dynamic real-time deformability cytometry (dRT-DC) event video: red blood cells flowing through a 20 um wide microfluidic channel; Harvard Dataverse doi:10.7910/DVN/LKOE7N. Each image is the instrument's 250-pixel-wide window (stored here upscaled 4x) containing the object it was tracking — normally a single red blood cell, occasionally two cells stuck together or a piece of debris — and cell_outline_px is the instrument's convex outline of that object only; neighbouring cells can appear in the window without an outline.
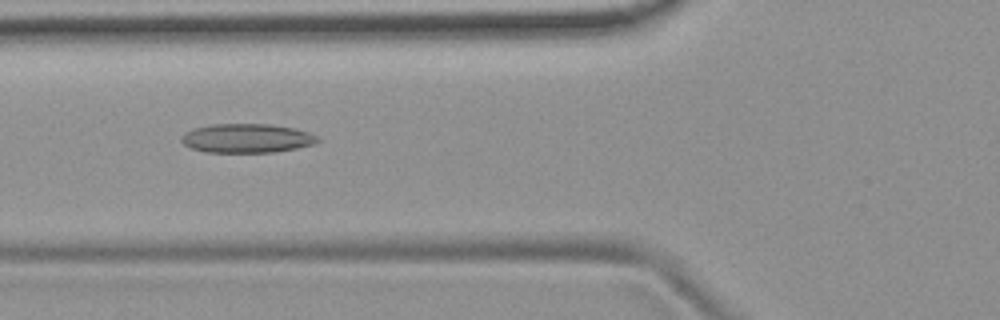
{"species": "common noctule bat (a hibernating species)", "species_latin": "Nyctalus noctula", "temperature_condition": "room temperature", "stored_images_in_passage": 46, "camera_frame_rate_fps": 3000, "um_per_image_px": 0.085, "animal": {"sex": "female", "body_mass_g": 19.9}, "frame": {"image": 1, "passage_image": 13, "time_ms": 4.0, "image_size_px": [1000, 320], "cell_outline_px": [[320, 140], [312, 144], [296, 148], [276, 152], [204, 152], [192, 148], [184, 144], [180, 140], [184, 132], [196, 128], [212, 124], [268, 124], [292, 128], [308, 132], [316, 136]], "centroid_in_image_um": [20.95, 11.75], "position_along_channel_um": 104.9, "area_um2": 22.83}}
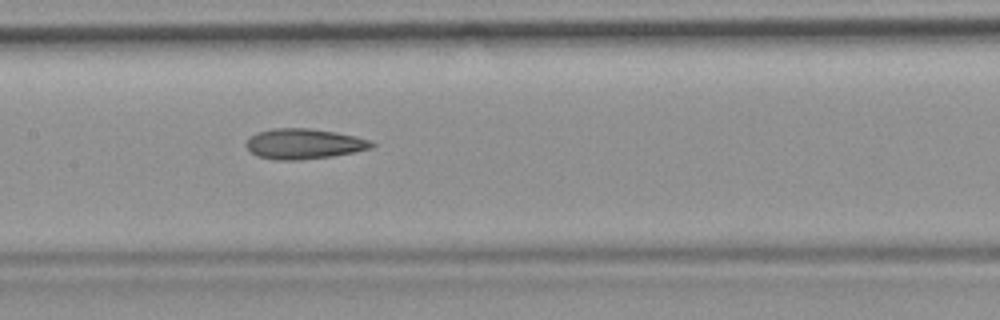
{"frame": {"image": 2, "passage_image": 19, "time_ms": 6.0, "image_size_px": [1000, 320], "cell_outline_px": [[376, 144], [372, 148], [332, 156], [300, 160], [276, 160], [256, 156], [244, 144], [252, 136], [260, 132], [272, 128], [308, 128], [336, 132], [372, 140]], "centroid_in_image_um": [25.85, 12.23], "position_along_channel_um": 181.5, "area_um2": 22.08}}
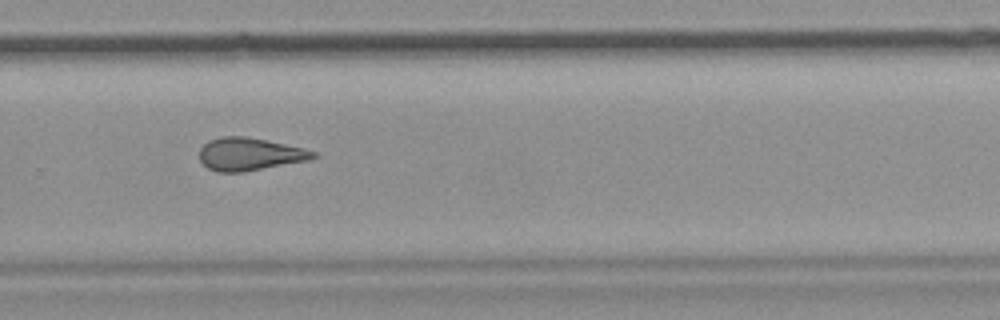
{"frame": {"image": 3, "passage_image": 29, "time_ms": 9.333, "image_size_px": [1000, 320], "cell_outline_px": [[320, 156], [308, 160], [244, 172], [216, 172], [208, 168], [200, 160], [200, 148], [208, 140], [220, 136], [244, 136], [304, 148], [316, 152]], "centroid_in_image_um": [21.21, 13.1], "position_along_channel_um": 308.6, "area_um2": 21.68}, "authors_computed_cell_mechanics": {"area_um2": 21.9351, "velocity_mm_per_s": 3.8256, "shape_relaxation_time_tau1_ms": null, "shape_relaxation_time_tau2_ms": 4.2051, "deformation_change_tau1": null, "deformation_change_tau2": 0.1495}}